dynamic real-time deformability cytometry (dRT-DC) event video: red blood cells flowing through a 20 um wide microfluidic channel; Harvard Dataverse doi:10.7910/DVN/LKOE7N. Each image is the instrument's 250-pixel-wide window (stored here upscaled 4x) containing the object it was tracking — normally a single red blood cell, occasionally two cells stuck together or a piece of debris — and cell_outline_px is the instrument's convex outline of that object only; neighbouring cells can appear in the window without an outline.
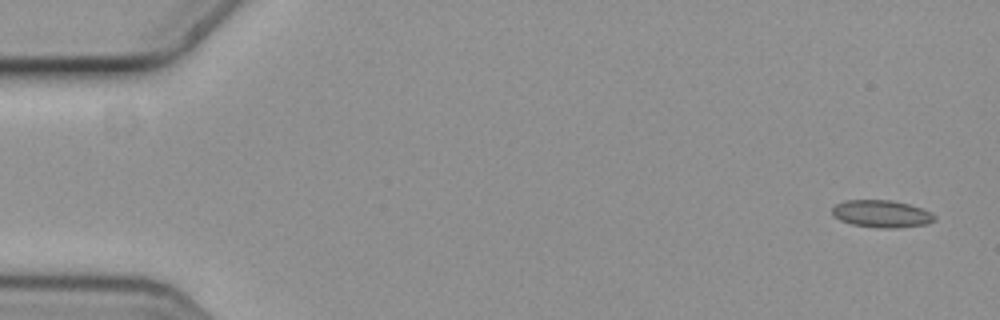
{"species": "common noctule bat (a hibernating species)", "species_latin": "Nyctalus noctula", "temperature_condition": "cold", "stored_images_in_passage": 10, "camera_frame_rate_fps": 3000, "um_per_image_px": 0.085, "animal": {"sex": "female", "body_mass_g": 19.3, "forearm_length_mm": 54.1}, "frame": {"image": 1, "passage_image": 1, "time_ms": 0.0, "image_size_px": [1000, 320], "cell_outline_px": [[936, 220], [928, 224], [896, 228], [880, 228], [852, 224], [840, 220], [832, 216], [832, 208], [836, 204], [844, 200], [892, 200], [908, 204], [932, 212], [936, 216]], "centroid_in_image_um": [74.94, 18.17], "position_along_channel_um": 10.1, "area_um2": 16.42}}
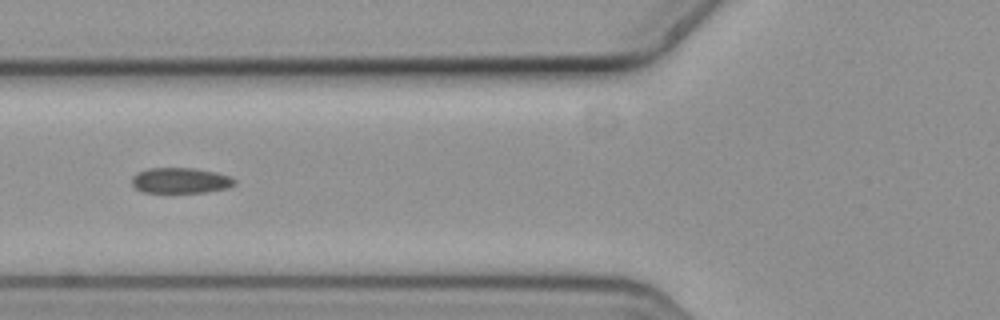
{"frame": {"image": 2, "passage_image": 6, "time_ms": 1.667, "image_size_px": [1000, 320], "cell_outline_px": [[236, 184], [228, 188], [204, 192], [144, 192], [136, 188], [132, 184], [132, 176], [136, 172], [148, 168], [196, 168], [216, 172], [228, 176], [236, 180]], "centroid_in_image_um": [15.34, 15.33], "position_along_channel_um": 110.5, "area_um2": 15.32}}
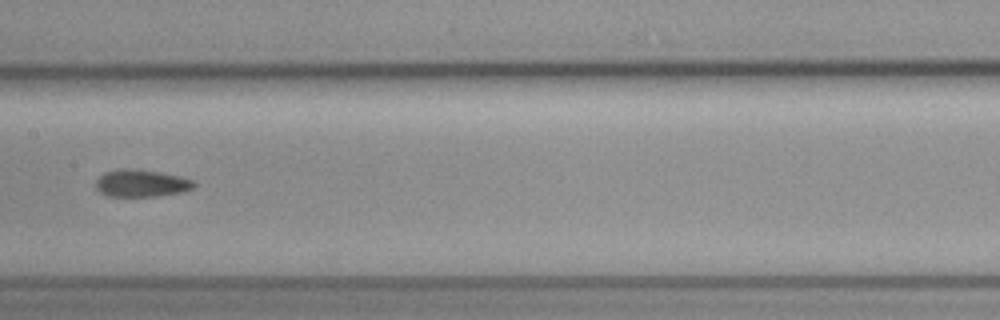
{"frame": {"image": 3, "passage_image": 8, "time_ms": 2.333, "image_size_px": [1000, 320], "cell_outline_px": [[196, 188], [180, 192], [156, 196], [108, 196], [100, 192], [96, 188], [96, 180], [104, 172], [120, 168], [136, 168], [160, 172], [180, 176], [192, 180], [196, 184]], "centroid_in_image_um": [12.01, 15.56], "position_along_channel_um": 195.4, "area_um2": 15.72}}